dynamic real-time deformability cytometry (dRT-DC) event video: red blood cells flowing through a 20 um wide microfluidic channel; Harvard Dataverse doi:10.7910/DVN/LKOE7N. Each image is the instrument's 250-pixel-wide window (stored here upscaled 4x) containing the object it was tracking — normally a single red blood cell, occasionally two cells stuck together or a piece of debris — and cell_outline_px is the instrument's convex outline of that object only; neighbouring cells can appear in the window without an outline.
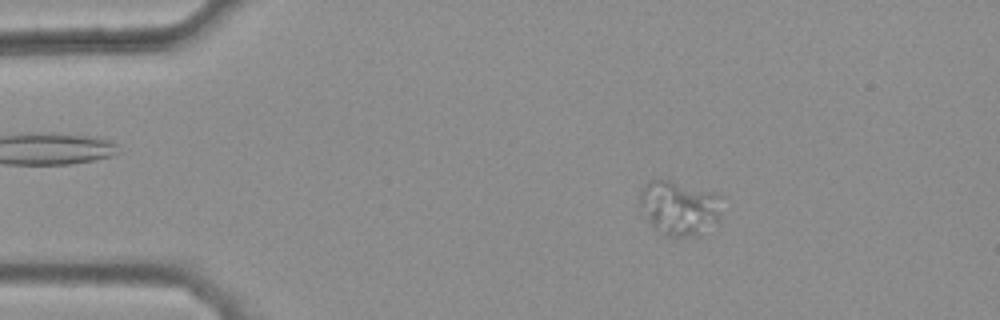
{"species": "common noctule bat (a hibernating species)", "species_latin": "Nyctalus noctula", "temperature_condition": "warm", "stored_images_in_passage": 43, "camera_frame_rate_fps": 3000, "um_per_image_px": 0.085, "animal": {"sex": "female", "body_mass_g": 25.1}, "frame": {"image": 1, "passage_image": 6, "time_ms": 1.667, "image_size_px": [1000, 320], "cell_outline_px": [[724, 196], [716, 220], [700, 232], [688, 236], [664, 236], [656, 232], [640, 204], [640, 192], [644, 184], [652, 180], [668, 180], [712, 192]], "centroid_in_image_um": [57.71, 17.64], "position_along_channel_um": 27.3, "area_um2": 25.37}}
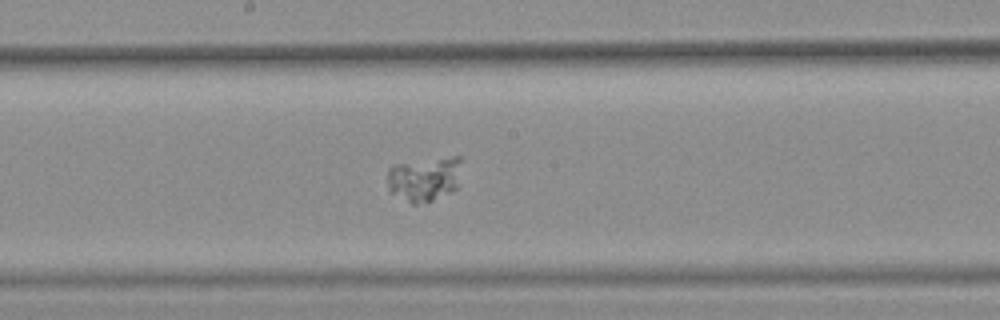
{"frame": {"image": 2, "passage_image": 25, "time_ms": 8.0, "image_size_px": [1000, 320], "cell_outline_px": [[464, 156], [456, 188], [452, 192], [432, 200], [416, 204], [412, 204], [392, 192], [388, 188], [388, 168], [392, 164], [452, 156]], "centroid_in_image_um": [36.11, 15.17], "position_along_channel_um": 212.1, "area_um2": 19.42}}
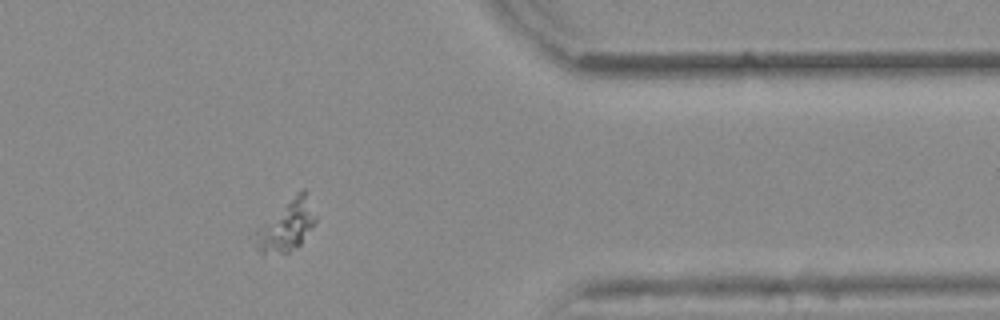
{"frame": {"image": 3, "passage_image": 40, "time_ms": 13.0, "image_size_px": [1000, 320], "cell_outline_px": [[316, 220], [312, 228], [300, 244], [288, 252], [260, 252], [256, 248], [248, 236], [300, 188], [304, 188], [316, 216]], "centroid_in_image_um": [24.29, 19.16], "position_along_channel_um": 387.1, "area_um2": 18.03}}